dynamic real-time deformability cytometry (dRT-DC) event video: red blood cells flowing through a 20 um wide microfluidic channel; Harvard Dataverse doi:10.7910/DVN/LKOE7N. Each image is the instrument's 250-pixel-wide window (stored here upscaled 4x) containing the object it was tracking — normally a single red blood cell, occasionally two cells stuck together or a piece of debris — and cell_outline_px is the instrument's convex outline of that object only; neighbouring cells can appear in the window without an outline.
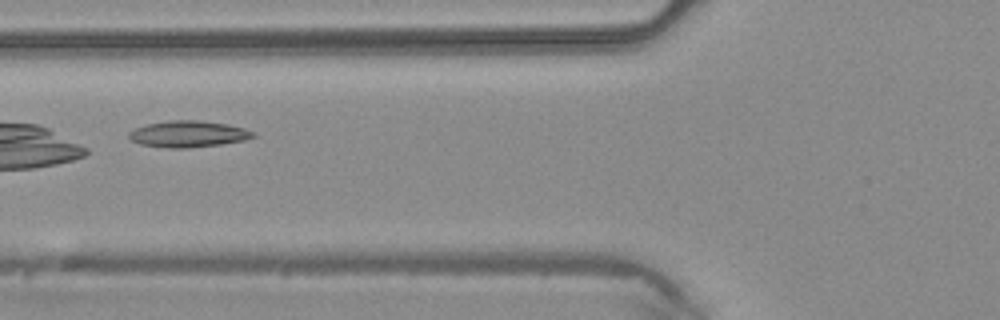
{"species": "common noctule bat (a hibernating species)", "species_latin": "Nyctalus noctula", "temperature_condition": "warm", "stored_images_in_passage": 12, "camera_frame_rate_fps": 3000, "um_per_image_px": 0.085, "animal": {"sex": "male", "body_mass_g": 20.4}, "frame": {"image": 1, "passage_image": 4, "time_ms": 1.0, "image_size_px": [1000, 320], "cell_outline_px": [[256, 136], [244, 140], [220, 144], [188, 148], [172, 148], [140, 144], [132, 140], [128, 136], [128, 132], [136, 128], [148, 124], [168, 120], [200, 120], [228, 124], [244, 128], [252, 132]], "centroid_in_image_um": [15.99, 11.38], "position_along_channel_um": 109.8, "area_um2": 18.96}}
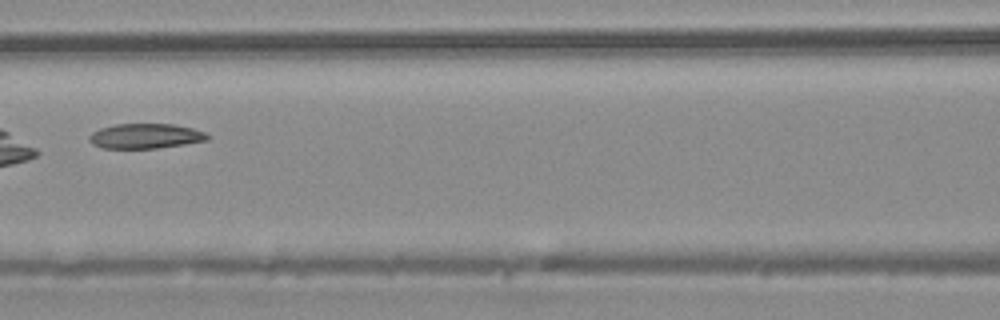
{"frame": {"image": 2, "passage_image": 7, "time_ms": 2.0, "image_size_px": [1000, 320], "cell_outline_px": [[208, 140], [184, 144], [156, 148], [104, 148], [92, 144], [88, 140], [88, 136], [92, 132], [100, 128], [116, 124], [172, 124], [192, 128], [204, 132], [208, 136]], "centroid_in_image_um": [12.32, 11.56], "position_along_channel_um": 154.3, "area_um2": 17.05}}